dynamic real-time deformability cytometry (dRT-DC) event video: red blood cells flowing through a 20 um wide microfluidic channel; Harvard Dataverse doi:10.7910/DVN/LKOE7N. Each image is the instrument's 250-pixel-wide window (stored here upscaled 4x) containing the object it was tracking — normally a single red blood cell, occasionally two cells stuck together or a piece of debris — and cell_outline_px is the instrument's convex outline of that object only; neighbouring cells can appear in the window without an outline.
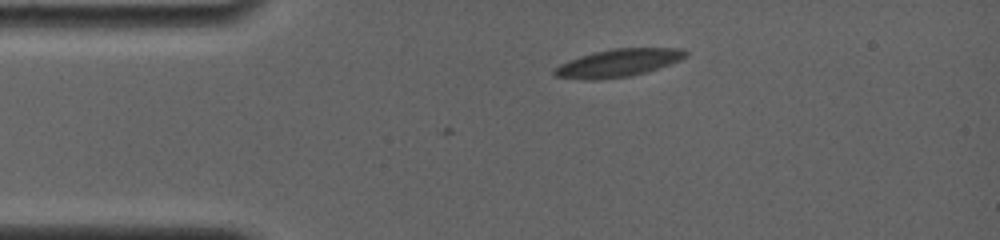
{"species": "common noctule bat (a hibernating species)", "species_latin": "Nyctalus noctula", "temperature_condition": "room temperature", "stored_images_in_passage": 2, "camera_frame_rate_fps": 4000, "um_per_image_px": 0.085, "animal": {"sex": "female", "body_mass_g": 19.0, "forearm_length_mm": 56.7}, "frame": {"image": 1, "passage_image": 2, "time_ms": 0.5, "image_size_px": [1000, 240], "cell_outline_px": [[688, 56], [672, 64], [644, 72], [628, 76], [596, 80], [588, 80], [552, 76], [552, 72], [560, 64], [580, 56], [592, 52], [612, 48], [684, 48], [688, 52]], "centroid_in_image_um": [52.56, 5.34], "position_along_channel_um": 32.4, "area_um2": 21.27}}